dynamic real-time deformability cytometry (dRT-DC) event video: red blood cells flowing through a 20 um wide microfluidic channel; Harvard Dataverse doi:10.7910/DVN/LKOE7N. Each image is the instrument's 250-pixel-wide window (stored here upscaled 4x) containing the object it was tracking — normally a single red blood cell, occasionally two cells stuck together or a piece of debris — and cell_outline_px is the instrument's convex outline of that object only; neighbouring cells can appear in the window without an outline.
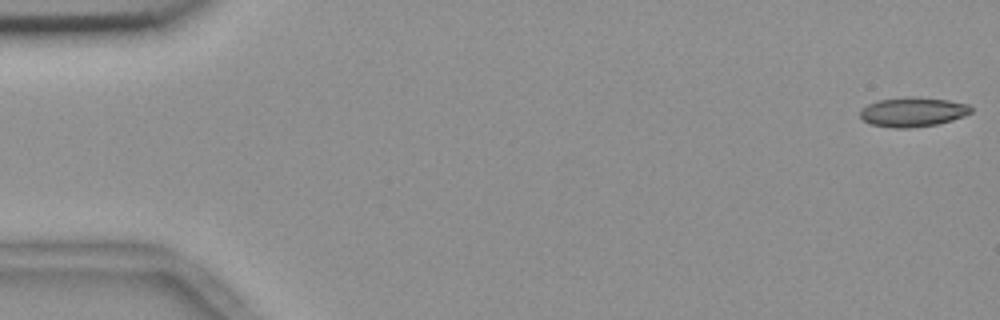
{"species": "common noctule bat (a hibernating species)", "species_latin": "Nyctalus noctula", "temperature_condition": "room temperature", "stored_images_in_passage": 55, "camera_frame_rate_fps": 3000, "um_per_image_px": 0.085, "animal": {"sex": "female", "body_mass_g": 18.4}, "frame": {"image": 1, "passage_image": 1, "time_ms": 0.0, "image_size_px": [1000, 320], "cell_outline_px": [[972, 112], [964, 116], [952, 120], [936, 124], [908, 128], [896, 128], [872, 124], [864, 120], [860, 116], [860, 108], [876, 100], [908, 96], [916, 96], [948, 100], [968, 104], [972, 108]], "centroid_in_image_um": [77.58, 9.5], "position_along_channel_um": 7.4, "area_um2": 19.13}}
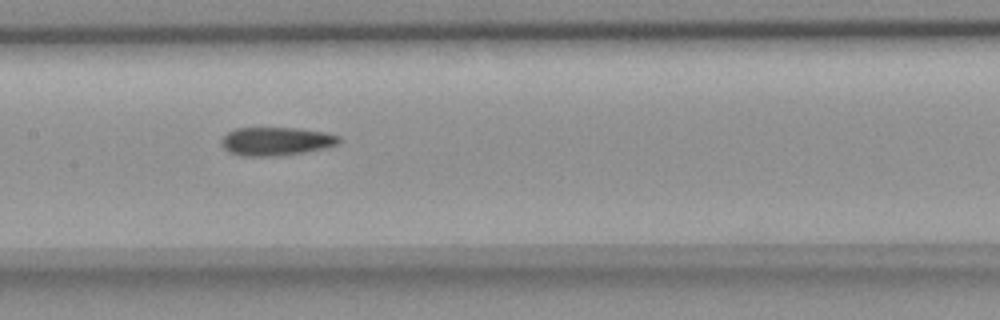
{"frame": {"image": 2, "passage_image": 27, "time_ms": 8.667, "image_size_px": [1000, 320], "cell_outline_px": [[340, 144], [324, 148], [304, 152], [276, 156], [244, 156], [228, 152], [220, 144], [220, 140], [228, 132], [236, 128], [296, 128], [324, 132], [340, 136]], "centroid_in_image_um": [23.46, 12.01], "position_along_channel_um": 183.9, "area_um2": 19.48}}
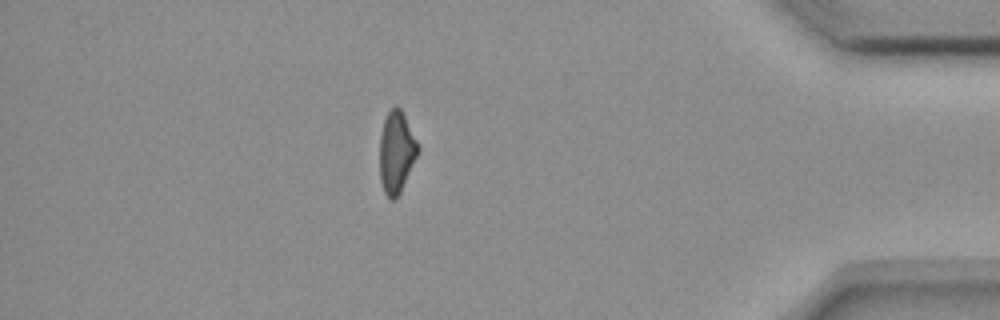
{"frame": {"image": 3, "passage_image": 48, "time_ms": 15.667, "image_size_px": [1000, 320], "cell_outline_px": [[420, 148], [400, 192], [392, 200], [384, 192], [380, 180], [380, 136], [384, 120], [388, 112], [396, 104], [400, 108]], "centroid_in_image_um": [33.68, 12.91], "position_along_channel_um": 401.5, "area_um2": 17.74}, "authors_computed_cell_mechanics": {"area_um2": 19.363, "velocity_mm_per_s": 3.6933, "shape_relaxation_time_tau1_ms": null, "shape_relaxation_time_tau2_ms": 4.185, "deformation_change_tau1": null, "deformation_change_tau2": 0.1182}}